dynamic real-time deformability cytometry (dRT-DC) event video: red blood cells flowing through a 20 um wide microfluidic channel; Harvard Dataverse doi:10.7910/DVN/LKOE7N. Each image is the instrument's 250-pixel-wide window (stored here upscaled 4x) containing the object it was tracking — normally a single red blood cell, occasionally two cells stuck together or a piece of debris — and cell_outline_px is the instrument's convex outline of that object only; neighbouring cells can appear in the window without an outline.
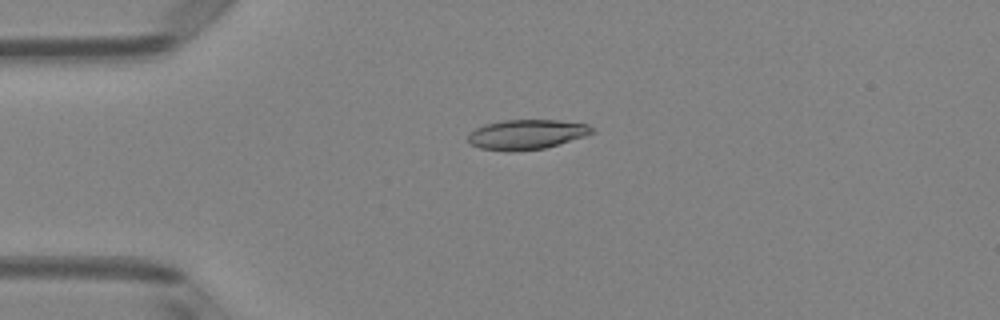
{"species": "Egyptian fruit bat (a non-hibernating species)", "species_latin": "Rousettus aegyptiacus", "temperature_condition": "room temperature", "stored_images_in_passage": 6, "camera_frame_rate_fps": 3000, "um_per_image_px": 0.085, "animal": {"sex": "female"}, "frame": {"image": 1, "passage_image": 4, "time_ms": 1.0, "image_size_px": [1000, 320], "cell_outline_px": [[596, 132], [584, 136], [544, 148], [512, 152], [508, 152], [480, 148], [472, 144], [468, 140], [468, 132], [484, 124], [504, 120], [560, 120], [588, 124], [596, 128]], "centroid_in_image_um": [44.77, 11.42], "position_along_channel_um": 40.2, "area_um2": 21.68}}
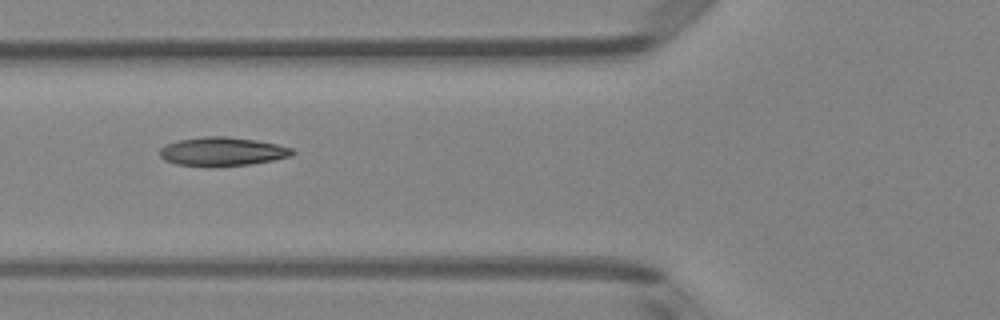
{"frame": {"image": 2, "passage_image": 6, "time_ms": 1.667, "image_size_px": [1000, 320], "cell_outline_px": [[296, 152], [292, 156], [272, 160], [248, 164], [216, 168], [208, 168], [176, 164], [164, 160], [160, 156], [160, 148], [164, 144], [180, 140], [204, 136], [224, 136], [256, 140], [276, 144], [292, 148]], "centroid_in_image_um": [18.86, 12.9], "position_along_channel_um": 106.9, "area_um2": 22.6}}